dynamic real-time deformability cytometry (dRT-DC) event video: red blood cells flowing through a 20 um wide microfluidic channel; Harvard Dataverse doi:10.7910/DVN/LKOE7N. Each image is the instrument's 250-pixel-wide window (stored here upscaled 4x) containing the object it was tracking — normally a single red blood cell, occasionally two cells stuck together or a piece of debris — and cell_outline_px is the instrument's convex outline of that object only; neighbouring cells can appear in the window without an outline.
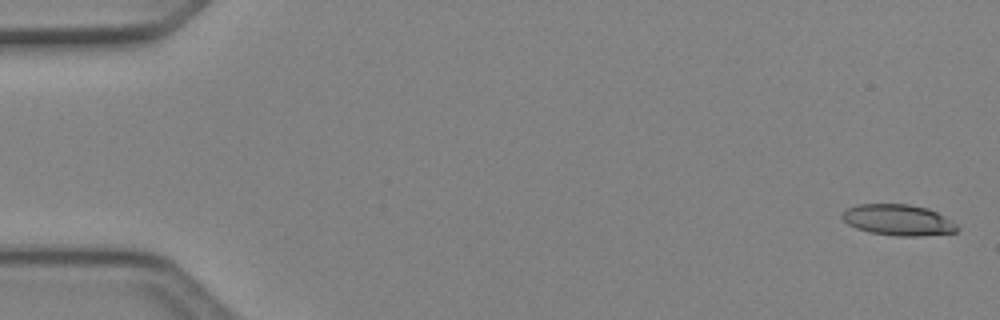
{"species": "Egyptian fruit bat (a non-hibernating species)", "species_latin": "Rousettus aegyptiacus", "temperature_condition": "cold", "stored_images_in_passage": 5, "camera_frame_rate_fps": 3000, "um_per_image_px": 0.085, "animal": {"sex": "female"}, "frame": {"image": 1, "passage_image": 1, "time_ms": 0.0, "image_size_px": [1000, 320], "cell_outline_px": [[960, 228], [956, 232], [924, 236], [896, 236], [868, 232], [856, 228], [848, 224], [840, 216], [848, 208], [860, 204], [908, 204], [928, 208], [952, 220]], "centroid_in_image_um": [76.37, 18.71], "position_along_channel_um": 8.6, "area_um2": 20.87}}
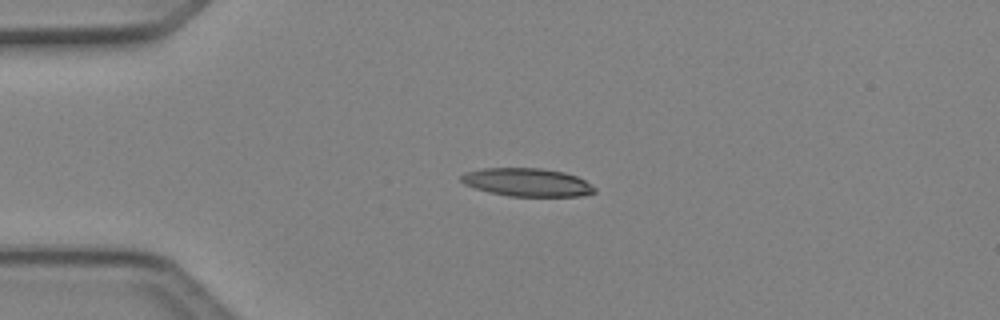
{"frame": {"image": 2, "passage_image": 4, "time_ms": 1.0, "image_size_px": [1000, 320], "cell_outline_px": [[596, 192], [580, 196], [508, 196], [476, 188], [464, 184], [460, 180], [460, 176], [464, 172], [480, 168], [540, 168], [564, 172], [576, 176], [584, 180], [596, 188]], "centroid_in_image_um": [44.79, 15.49], "position_along_channel_um": 40.2, "area_um2": 21.85}}